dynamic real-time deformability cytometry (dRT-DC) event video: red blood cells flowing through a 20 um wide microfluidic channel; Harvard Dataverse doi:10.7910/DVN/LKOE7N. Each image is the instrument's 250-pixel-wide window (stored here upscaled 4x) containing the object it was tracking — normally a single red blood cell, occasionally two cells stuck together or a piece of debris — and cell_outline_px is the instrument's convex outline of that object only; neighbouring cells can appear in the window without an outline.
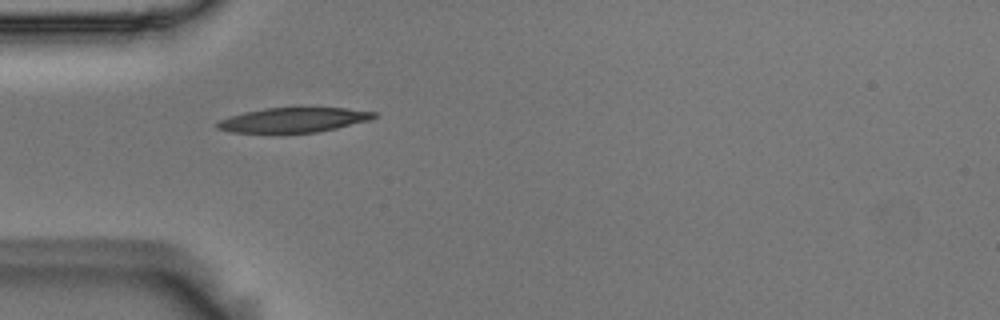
{"species": "Egyptian fruit bat (a non-hibernating species)", "species_latin": "Rousettus aegyptiacus", "temperature_condition": "room temperature", "stored_images_in_passage": 2, "camera_frame_rate_fps": 3000, "um_per_image_px": 0.085, "animal": {"sex": "male"}, "frame": {"image": 1, "passage_image": 1, "time_ms": 0.0, "image_size_px": [1000, 320], "cell_outline_px": [[376, 116], [368, 120], [336, 128], [316, 132], [280, 136], [232, 132], [216, 128], [216, 124], [220, 120], [244, 112], [264, 108], [300, 104], [344, 108], [376, 112]], "centroid_in_image_um": [24.9, 10.19], "position_along_channel_um": 60.1, "area_um2": 24.39}}
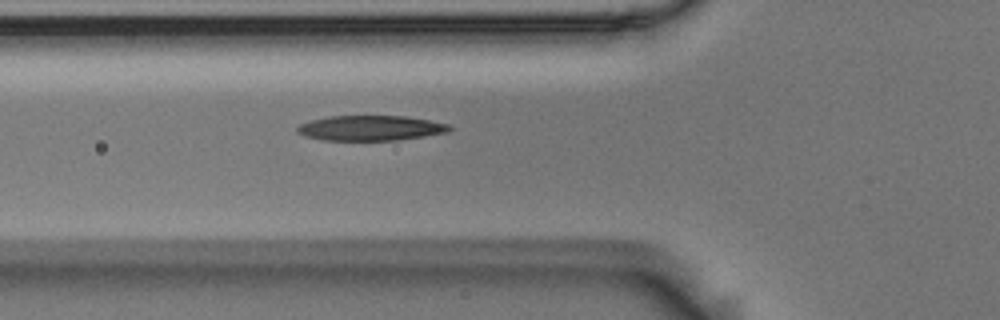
{"frame": {"image": 2, "passage_image": 2, "time_ms": 0.333, "image_size_px": [1000, 320], "cell_outline_px": [[452, 128], [448, 132], [424, 136], [396, 140], [320, 140], [304, 136], [296, 132], [296, 128], [300, 124], [312, 120], [328, 116], [408, 116], [448, 124]], "centroid_in_image_um": [31.47, 10.88], "position_along_channel_um": 94.3, "area_um2": 22.25}}